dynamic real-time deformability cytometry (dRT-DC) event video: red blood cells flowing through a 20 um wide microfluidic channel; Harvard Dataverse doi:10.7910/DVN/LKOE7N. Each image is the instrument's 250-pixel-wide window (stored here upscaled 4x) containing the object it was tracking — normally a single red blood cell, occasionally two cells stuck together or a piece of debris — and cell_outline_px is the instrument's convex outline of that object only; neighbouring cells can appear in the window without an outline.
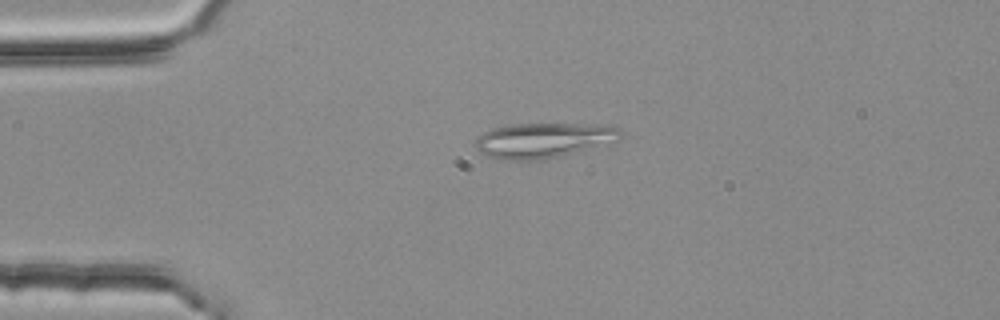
{"species": "common noctule bat (a hibernating species)", "species_latin": "Nyctalus noctula", "temperature_condition": "room temperature", "stored_images_in_passage": 4, "camera_frame_rate_fps": 3000, "um_per_image_px": 0.085, "animal": {"sex": "female", "body_mass_g": 25.1}, "frame": {"image": 1, "passage_image": 3, "time_ms": 0.667, "image_size_px": [1000, 320], "cell_outline_px": [[624, 132], [620, 140], [556, 156], [536, 160], [500, 160], [488, 156], [480, 152], [476, 148], [476, 140], [484, 132], [492, 128], [512, 124], [612, 124], [620, 128]], "centroid_in_image_um": [46.23, 11.9], "position_along_channel_um": 38.8, "area_um2": 29.54}}